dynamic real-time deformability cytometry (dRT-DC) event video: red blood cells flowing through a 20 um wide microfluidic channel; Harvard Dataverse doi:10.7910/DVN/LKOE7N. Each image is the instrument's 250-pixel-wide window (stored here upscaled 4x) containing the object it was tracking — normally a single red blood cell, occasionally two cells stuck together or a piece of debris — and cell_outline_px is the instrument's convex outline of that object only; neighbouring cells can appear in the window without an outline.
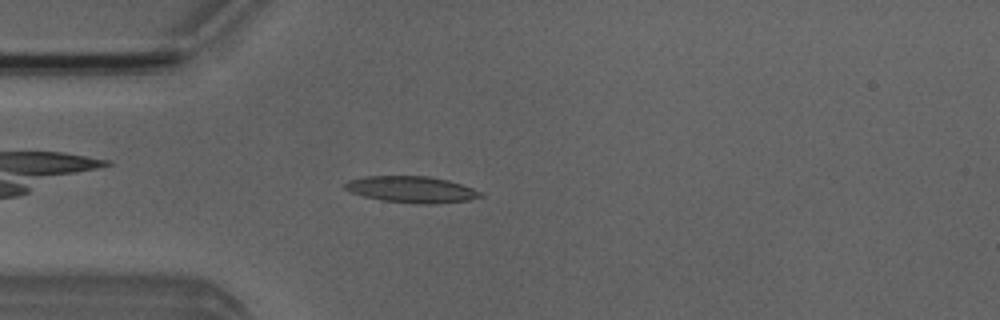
{"species": "Egyptian fruit bat (a non-hibernating species)", "species_latin": "Rousettus aegyptiacus", "temperature_condition": "room temperature", "stored_images_in_passage": 3, "camera_frame_rate_fps": 3000, "um_per_image_px": 0.085, "animal": {"sex": "male"}, "frame": {"image": 1, "passage_image": 3, "time_ms": 3.0, "image_size_px": [1000, 320], "cell_outline_px": [[484, 196], [468, 200], [436, 204], [412, 204], [384, 200], [364, 196], [352, 192], [344, 188], [340, 184], [348, 180], [364, 176], [428, 176], [448, 180], [472, 188], [480, 192]], "centroid_in_image_um": [34.95, 16.1], "position_along_channel_um": 50.1, "area_um2": 20.92}}